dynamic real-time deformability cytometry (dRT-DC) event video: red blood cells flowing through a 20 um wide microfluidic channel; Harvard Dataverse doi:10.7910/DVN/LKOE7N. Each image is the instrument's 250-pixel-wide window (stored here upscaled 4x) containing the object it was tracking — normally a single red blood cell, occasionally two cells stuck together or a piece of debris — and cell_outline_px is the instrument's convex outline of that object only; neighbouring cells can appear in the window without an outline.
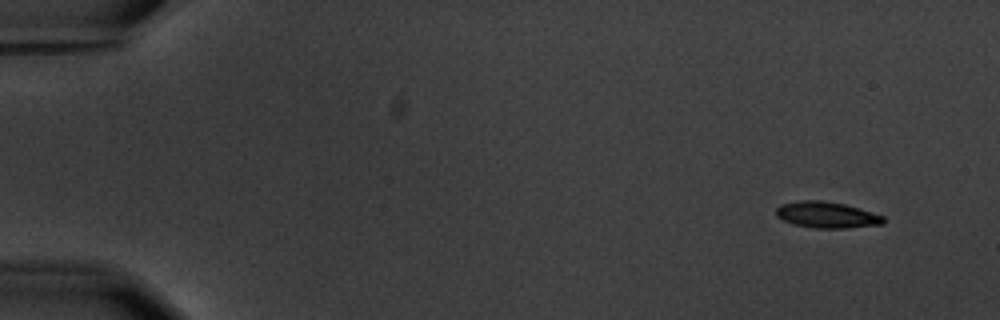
{"species": "common noctule bat (a hibernating species)", "species_latin": "Nyctalus noctula", "temperature_condition": "warm", "stored_images_in_passage": 4, "camera_frame_rate_fps": 3000, "um_per_image_px": 0.085, "animal": {"sex": "male", "body_mass_g": 20.1, "forearm_length_mm": 53.5}, "frame": {"image": 1, "passage_image": 1, "time_ms": 0.0, "image_size_px": [1000, 320], "cell_outline_px": [[884, 224], [848, 228], [812, 228], [792, 224], [776, 216], [776, 208], [780, 204], [804, 200], [820, 200], [844, 204], [884, 216]], "centroid_in_image_um": [70.25, 18.27], "position_along_channel_um": 14.7, "area_um2": 16.36}}